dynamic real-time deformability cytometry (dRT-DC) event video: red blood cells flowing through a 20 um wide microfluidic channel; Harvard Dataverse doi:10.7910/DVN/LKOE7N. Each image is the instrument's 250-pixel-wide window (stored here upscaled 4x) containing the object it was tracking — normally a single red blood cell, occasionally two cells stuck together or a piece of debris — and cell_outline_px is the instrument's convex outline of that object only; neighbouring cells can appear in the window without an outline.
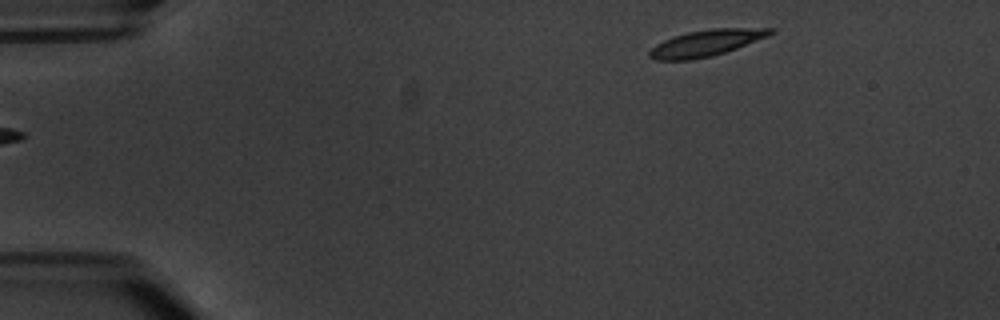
{"species": "common noctule bat (a hibernating species)", "species_latin": "Nyctalus noctula", "temperature_condition": "warm", "stored_images_in_passage": 7, "segment_of_instrument_passage": [2, 2], "camera_frame_rate_fps": 3000, "um_per_image_px": 0.085, "animal": {"sex": "male", "body_mass_g": 20.1, "forearm_length_mm": 53.5}, "frame": {"image": 1, "passage_image": 7, "time_ms": 7.333, "image_size_px": [1000, 320], "cell_outline_px": [[776, 32], [768, 36], [736, 48], [712, 56], [692, 60], [656, 60], [648, 56], [648, 52], [656, 44], [664, 40], [688, 32], [712, 28], [776, 28]], "centroid_in_image_um": [60.04, 3.65], "position_along_channel_um": 25.0, "area_um2": 18.44}}